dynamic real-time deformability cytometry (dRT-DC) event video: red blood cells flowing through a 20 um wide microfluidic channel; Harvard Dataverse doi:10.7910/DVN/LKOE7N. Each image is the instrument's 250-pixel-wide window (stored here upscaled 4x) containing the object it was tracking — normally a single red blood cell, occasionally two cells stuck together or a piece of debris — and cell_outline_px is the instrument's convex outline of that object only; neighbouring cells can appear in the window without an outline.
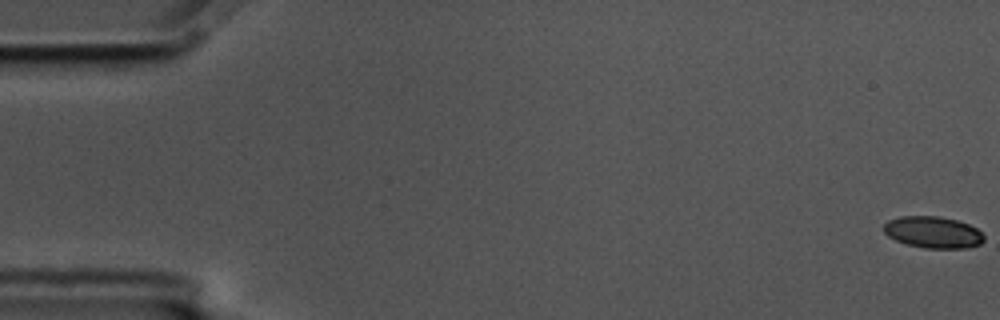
{"species": "common noctule bat (a hibernating species)", "species_latin": "Nyctalus noctula", "temperature_condition": "cold", "stored_images_in_passage": 59, "camera_frame_rate_fps": 3000, "um_per_image_px": 0.085, "animal": {"sex": "male", "body_mass_g": 17.5, "forearm_length_mm": 52.3}, "frame": {"image": 1, "passage_image": 1, "time_ms": 0.0, "image_size_px": [1000, 320], "cell_outline_px": [[984, 240], [980, 244], [968, 248], [924, 248], [908, 244], [896, 240], [888, 236], [884, 232], [884, 224], [888, 220], [900, 216], [940, 216], [956, 220], [968, 224], [976, 228], [984, 236]], "centroid_in_image_um": [79.31, 19.74], "position_along_channel_um": 5.7, "area_um2": 18.44}}
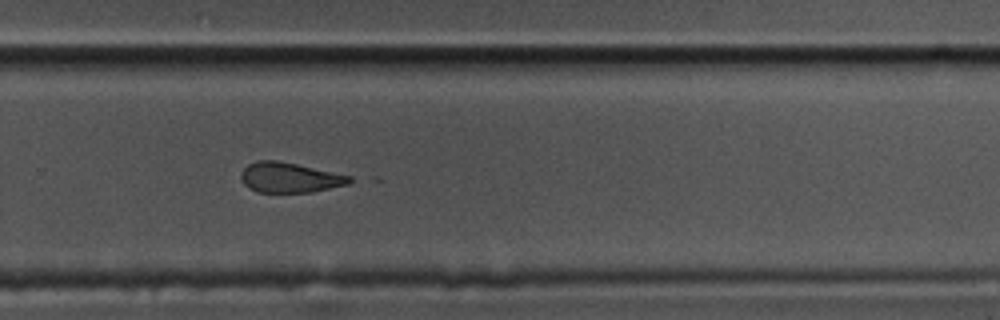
{"frame": {"image": 2, "passage_image": 40, "time_ms": 13.0, "image_size_px": [1000, 320], "cell_outline_px": [[356, 180], [348, 184], [312, 192], [256, 192], [248, 188], [240, 180], [240, 172], [248, 164], [256, 160], [276, 160], [296, 164], [352, 176]], "centroid_in_image_um": [24.6, 15.09], "position_along_channel_um": 305.2, "area_um2": 19.19}}
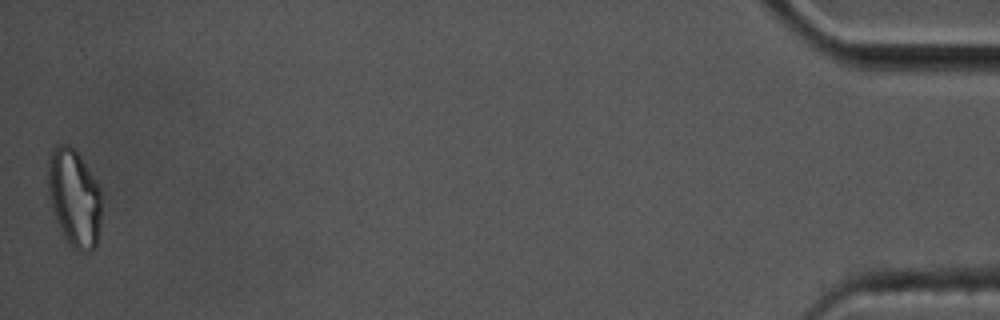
{"frame": {"image": 3, "passage_image": 59, "time_ms": 19.333, "image_size_px": [1000, 320], "cell_outline_px": [[104, 192], [100, 228], [96, 244], [92, 252], [80, 252], [68, 244], [56, 220], [48, 196], [48, 160], [56, 144], [68, 144], [80, 156]], "centroid_in_image_um": [6.35, 16.84], "position_along_channel_um": 428.8, "area_um2": 31.1}, "authors_computed_cell_mechanics": {"area_um2": 20.6346, "velocity_mm_per_s": 3.4551, "shape_relaxation_time_tau1_ms": null, "shape_relaxation_time_tau2_ms": 2.8323, "deformation_change_tau1": null, "deformation_change_tau2": 0.1059}}